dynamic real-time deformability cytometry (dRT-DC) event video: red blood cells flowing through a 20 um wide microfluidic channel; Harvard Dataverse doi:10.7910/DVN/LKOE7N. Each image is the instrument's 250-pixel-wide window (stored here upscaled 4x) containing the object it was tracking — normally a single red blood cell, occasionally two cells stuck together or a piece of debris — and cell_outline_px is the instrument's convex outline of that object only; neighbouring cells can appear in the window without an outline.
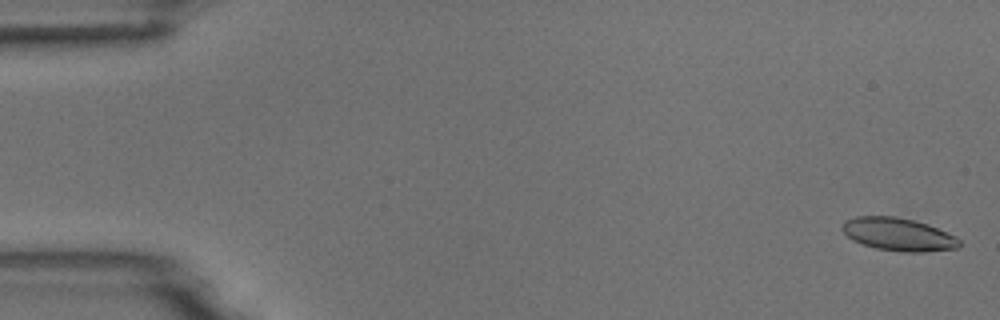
{"species": "common noctule bat (a hibernating species)", "species_latin": "Nyctalus noctula", "temperature_condition": "room temperature", "stored_images_in_passage": 5, "camera_frame_rate_fps": 3000, "um_per_image_px": 0.085, "animal": {"sex": "male", "body_mass_g": 18.8}, "frame": {"image": 1, "passage_image": 1, "time_ms": 0.0, "image_size_px": [1000, 320], "cell_outline_px": [[960, 244], [956, 248], [924, 252], [900, 252], [876, 248], [860, 244], [852, 240], [840, 228], [844, 220], [856, 216], [896, 216], [928, 224], [956, 236], [960, 240]], "centroid_in_image_um": [76.32, 19.92], "position_along_channel_um": 8.7, "area_um2": 22.6}}